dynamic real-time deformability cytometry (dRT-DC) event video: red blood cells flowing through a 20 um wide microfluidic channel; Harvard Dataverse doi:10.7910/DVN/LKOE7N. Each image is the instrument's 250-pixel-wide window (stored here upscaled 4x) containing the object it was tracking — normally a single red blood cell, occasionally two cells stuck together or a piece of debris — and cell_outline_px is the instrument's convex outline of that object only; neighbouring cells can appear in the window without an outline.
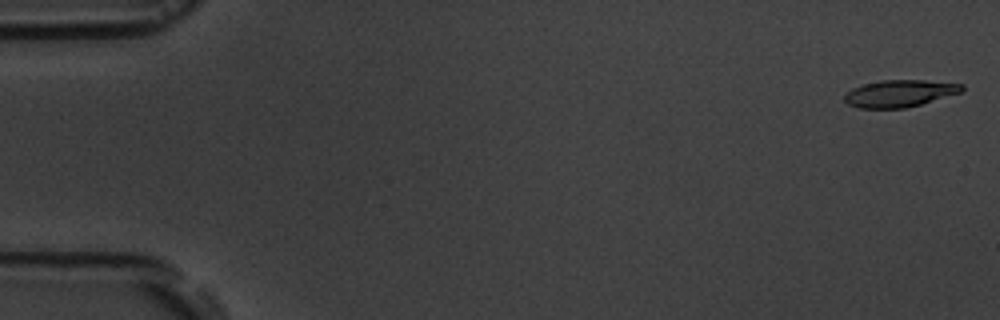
{"species": "common noctule bat (a hibernating species)", "species_latin": "Nyctalus noctula", "temperature_condition": "room temperature", "stored_images_in_passage": 6, "segment_of_instrument_passage": [2, 2], "camera_frame_rate_fps": 3000, "um_per_image_px": 0.085, "animal": {"sex": "male", "body_mass_g": 19.5, "forearm_length_mm": 54.6}, "frame": {"image": 1, "passage_image": 6, "time_ms": 5.667, "image_size_px": [1000, 320], "cell_outline_px": [[964, 88], [960, 92], [920, 104], [904, 108], [860, 108], [848, 104], [844, 100], [844, 96], [852, 88], [864, 84], [880, 80], [924, 80], [964, 84]], "centroid_in_image_um": [76.45, 7.93], "position_along_channel_um": 8.6, "area_um2": 18.26}}